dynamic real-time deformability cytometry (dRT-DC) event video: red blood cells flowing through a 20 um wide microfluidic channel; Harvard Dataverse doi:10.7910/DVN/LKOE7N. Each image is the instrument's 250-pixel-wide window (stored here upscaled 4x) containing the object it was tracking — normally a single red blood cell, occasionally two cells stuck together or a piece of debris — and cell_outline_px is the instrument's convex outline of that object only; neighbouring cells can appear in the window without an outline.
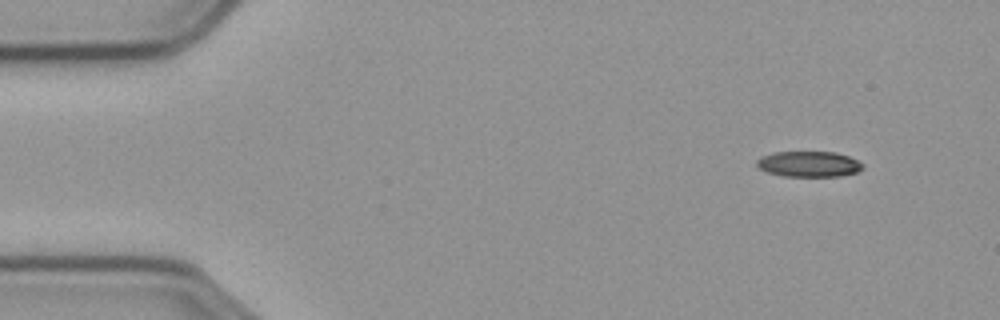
{"species": "common noctule bat (a hibernating species)", "species_latin": "Nyctalus noctula", "temperature_condition": "cold", "stored_images_in_passage": 9, "camera_frame_rate_fps": 3000, "um_per_image_px": 0.085, "animal": {"sex": "male", "body_mass_g": 23.1, "forearm_length_mm": 52.7}, "frame": {"image": 1, "passage_image": 1, "time_ms": 0.0, "image_size_px": [1000, 320], "cell_outline_px": [[864, 168], [856, 172], [840, 176], [784, 176], [768, 172], [760, 168], [756, 164], [756, 160], [760, 156], [772, 152], [836, 152], [848, 156], [864, 164]], "centroid_in_image_um": [68.74, 13.94], "position_along_channel_um": 16.3, "area_um2": 15.84}}